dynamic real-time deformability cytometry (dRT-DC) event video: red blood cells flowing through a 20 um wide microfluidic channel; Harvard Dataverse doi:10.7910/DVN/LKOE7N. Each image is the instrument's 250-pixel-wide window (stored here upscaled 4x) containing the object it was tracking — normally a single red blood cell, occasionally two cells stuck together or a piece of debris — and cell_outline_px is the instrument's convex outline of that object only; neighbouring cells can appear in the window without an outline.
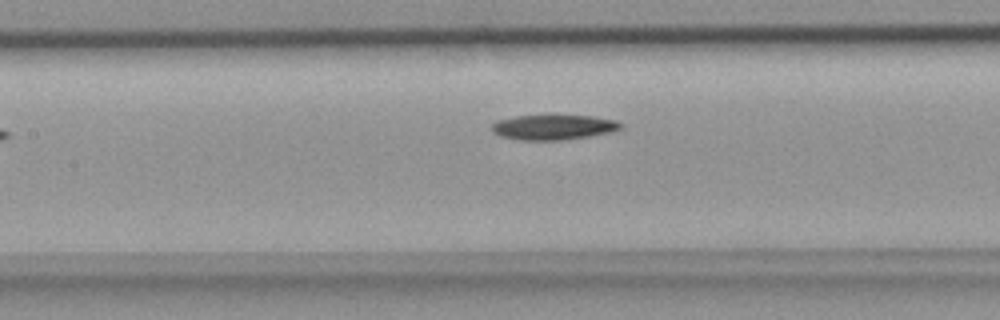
{"species": "common noctule bat (a hibernating species)", "species_latin": "Nyctalus noctula", "temperature_condition": "room temperature", "stored_images_in_passage": 8, "segment_of_instrument_passage": [2, 2], "camera_frame_rate_fps": 3000, "um_per_image_px": 0.085, "animal": {"sex": "female", "body_mass_g": 18.4}, "frame": {"image": 1, "passage_image": 8, "time_ms": 2.333, "image_size_px": [1000, 320], "cell_outline_px": [[624, 128], [592, 136], [560, 140], [516, 140], [500, 136], [492, 132], [488, 128], [496, 120], [516, 116], [548, 112], [556, 112], [592, 116], [616, 120], [624, 124]], "centroid_in_image_um": [47.01, 10.76], "position_along_channel_um": 160.4, "area_um2": 20.17}}